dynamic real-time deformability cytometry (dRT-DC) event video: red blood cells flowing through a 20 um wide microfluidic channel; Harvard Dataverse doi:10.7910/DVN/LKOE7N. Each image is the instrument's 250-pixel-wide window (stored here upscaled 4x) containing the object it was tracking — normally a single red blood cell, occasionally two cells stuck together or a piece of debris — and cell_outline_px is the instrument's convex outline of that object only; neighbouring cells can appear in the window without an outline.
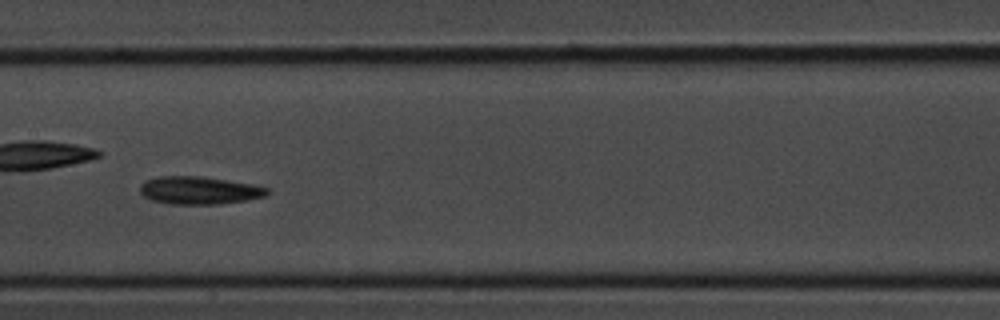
{"species": "common noctule bat (a hibernating species)", "species_latin": "Nyctalus noctula", "temperature_condition": "room temperature", "stored_images_in_passage": 26, "camera_frame_rate_fps": 3000, "um_per_image_px": 0.085, "animal": {"sex": "male", "body_mass_g": 20.1, "forearm_length_mm": 53.5}, "frame": {"image": 1, "passage_image": 8, "time_ms": 2.333, "image_size_px": [1000, 320], "cell_outline_px": [[268, 192], [264, 196], [248, 200], [220, 204], [168, 204], [152, 200], [144, 196], [140, 192], [140, 184], [144, 180], [156, 176], [204, 176], [256, 184], [268, 188]], "centroid_in_image_um": [16.92, 16.17], "position_along_channel_um": 190.5, "area_um2": 20.92}}
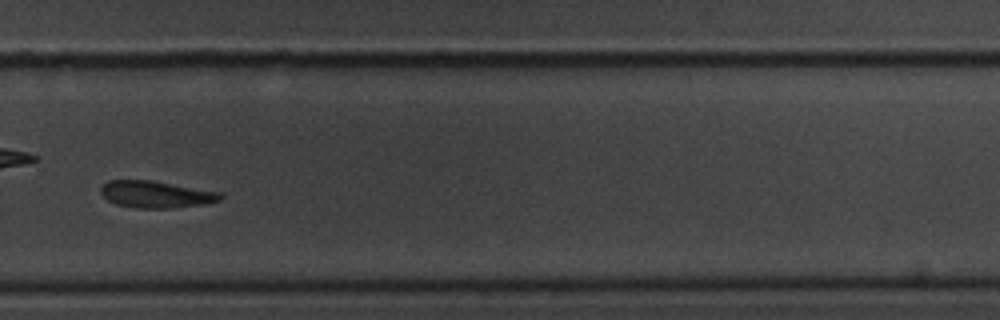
{"frame": {"image": 2, "passage_image": 15, "time_ms": 4.667, "image_size_px": [1000, 320], "cell_outline_px": [[224, 196], [220, 200], [204, 204], [168, 208], [140, 208], [116, 204], [108, 200], [100, 192], [100, 188], [108, 180], [152, 180], [220, 192]], "centroid_in_image_um": [13.26, 16.51], "position_along_channel_um": 316.5, "area_um2": 18.61}}
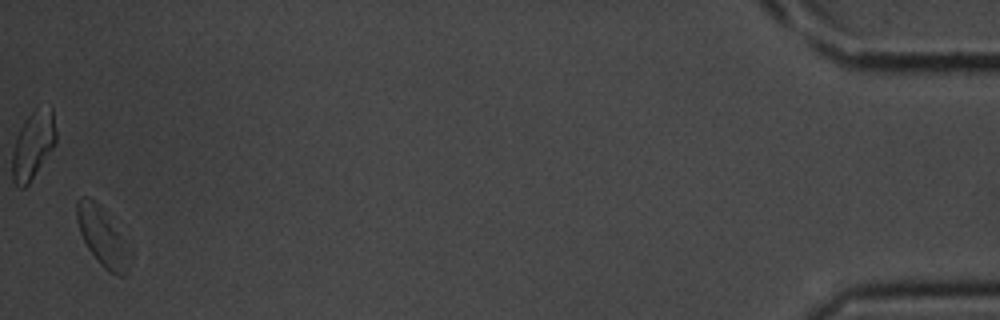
{"frame": {"image": 3, "passage_image": 26, "time_ms": 8.333, "image_size_px": [1000, 320], "cell_outline_px": [[132, 252], [128, 272], [124, 276], [120, 276], [108, 272], [96, 260], [88, 248], [80, 232], [76, 220], [76, 204], [84, 196], [88, 196], [96, 204]], "centroid_in_image_um": [8.71, 20.24], "position_along_channel_um": 426.5, "area_um2": 17.28}}